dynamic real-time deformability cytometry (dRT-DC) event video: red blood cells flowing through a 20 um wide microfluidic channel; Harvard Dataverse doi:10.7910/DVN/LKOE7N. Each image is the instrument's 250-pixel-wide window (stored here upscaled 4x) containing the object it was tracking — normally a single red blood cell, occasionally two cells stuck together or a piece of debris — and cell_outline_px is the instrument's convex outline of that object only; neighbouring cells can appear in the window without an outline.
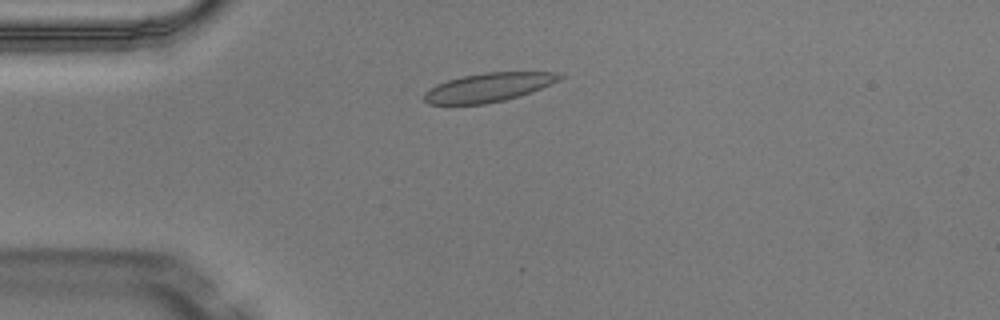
{"species": "Egyptian fruit bat (a non-hibernating species)", "species_latin": "Rousettus aegyptiacus", "temperature_condition": "warm", "stored_images_in_passage": 4, "camera_frame_rate_fps": 3000, "um_per_image_px": 0.085, "animal": {"sex": "male"}, "frame": {"image": 1, "passage_image": 2, "time_ms": 0.333, "image_size_px": [1000, 320], "cell_outline_px": [[564, 76], [560, 80], [540, 88], [504, 100], [484, 104], [428, 104], [424, 100], [424, 92], [436, 84], [448, 80], [464, 76], [484, 72], [556, 72]], "centroid_in_image_um": [41.48, 7.42], "position_along_channel_um": 43.5, "area_um2": 22.43}}